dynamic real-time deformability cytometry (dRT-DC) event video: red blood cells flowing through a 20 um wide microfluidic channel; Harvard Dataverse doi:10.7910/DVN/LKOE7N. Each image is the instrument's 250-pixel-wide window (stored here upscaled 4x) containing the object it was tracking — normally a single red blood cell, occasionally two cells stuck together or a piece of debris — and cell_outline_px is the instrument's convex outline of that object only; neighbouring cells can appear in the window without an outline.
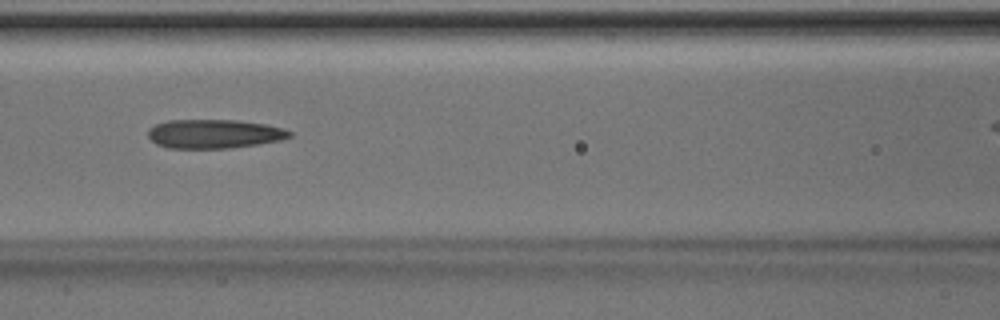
{"species": "Egyptian fruit bat (a non-hibernating species)", "species_latin": "Rousettus aegyptiacus", "temperature_condition": "room temperature", "stored_images_in_passage": 29, "camera_frame_rate_fps": 3000, "um_per_image_px": 0.085, "animal": {"sex": "male"}, "frame": {"image": 1, "passage_image": 9, "time_ms": 2.667, "image_size_px": [1000, 320], "cell_outline_px": [[292, 136], [280, 140], [256, 144], [228, 148], [168, 148], [156, 144], [148, 136], [148, 128], [156, 124], [168, 120], [236, 120], [264, 124], [284, 128], [292, 132]], "centroid_in_image_um": [18.18, 11.37], "position_along_channel_um": 148.4, "area_um2": 23.81}}
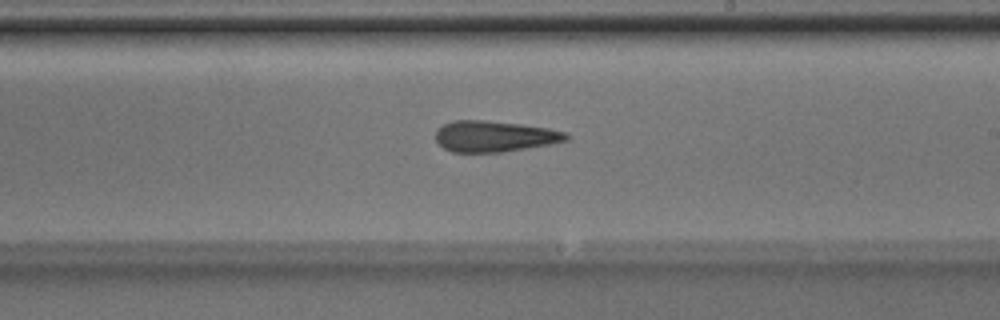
{"frame": {"image": 2, "passage_image": 16, "time_ms": 5.0, "image_size_px": [1000, 320], "cell_outline_px": [[572, 136], [568, 140], [552, 144], [500, 152], [452, 152], [444, 148], [436, 140], [436, 128], [452, 120], [484, 120], [520, 124], [548, 128], [568, 132]], "centroid_in_image_um": [42.06, 11.58], "position_along_channel_um": 246.9, "area_um2": 23.76}}
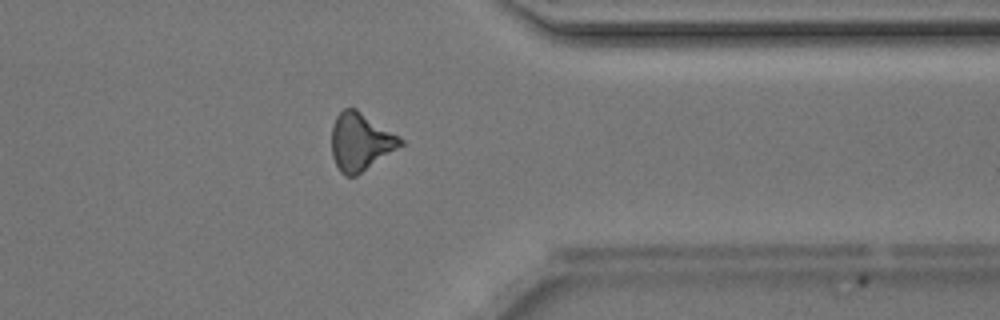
{"frame": {"image": 3, "passage_image": 26, "time_ms": 8.333, "image_size_px": [1000, 320], "cell_outline_px": [[404, 144], [356, 176], [344, 176], [340, 172], [332, 156], [332, 124], [336, 116], [344, 108], [356, 108], [400, 136], [404, 140]], "centroid_in_image_um": [30.64, 12.04], "position_along_channel_um": 380.8, "area_um2": 23.18}}